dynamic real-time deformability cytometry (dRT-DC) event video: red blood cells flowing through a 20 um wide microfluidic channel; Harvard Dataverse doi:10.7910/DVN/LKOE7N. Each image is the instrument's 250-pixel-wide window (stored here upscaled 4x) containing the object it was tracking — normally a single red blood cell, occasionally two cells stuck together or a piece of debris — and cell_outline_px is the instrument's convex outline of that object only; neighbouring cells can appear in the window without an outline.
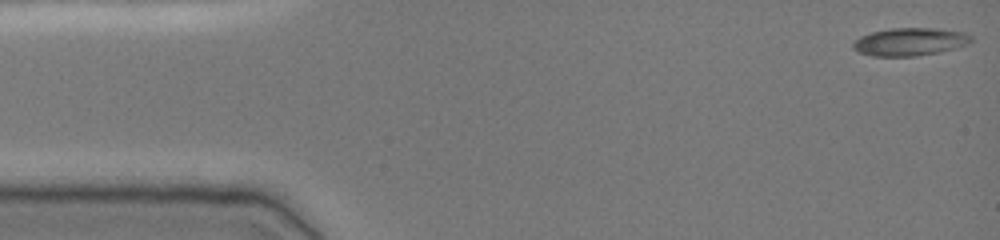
{"species": "common noctule bat (a hibernating species)", "species_latin": "Nyctalus noctula", "temperature_condition": "cold", "stored_images_in_passage": 6, "camera_frame_rate_fps": 3000, "um_per_image_px": 0.085, "animal": {"sex": "female", "body_mass_g": 19.0, "forearm_length_mm": 51.5}, "frame": {"image": 1, "passage_image": 1, "time_ms": 0.0, "image_size_px": [1000, 240], "cell_outline_px": [[972, 40], [968, 44], [956, 48], [940, 52], [916, 56], [872, 56], [860, 52], [852, 48], [852, 44], [860, 36], [872, 32], [892, 28], [940, 28], [964, 32], [972, 36]], "centroid_in_image_um": [77.37, 3.55], "position_along_channel_um": 7.6, "area_um2": 19.25}}
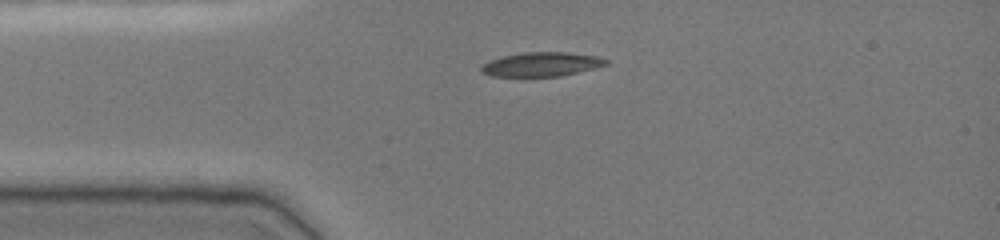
{"frame": {"image": 2, "passage_image": 4, "time_ms": 1.0, "image_size_px": [1000, 240], "cell_outline_px": [[608, 64], [596, 68], [560, 76], [492, 76], [480, 72], [480, 64], [488, 60], [504, 56], [524, 52], [568, 52], [600, 56], [608, 60]], "centroid_in_image_um": [46.02, 5.46], "position_along_channel_um": 39.0, "area_um2": 17.74}}
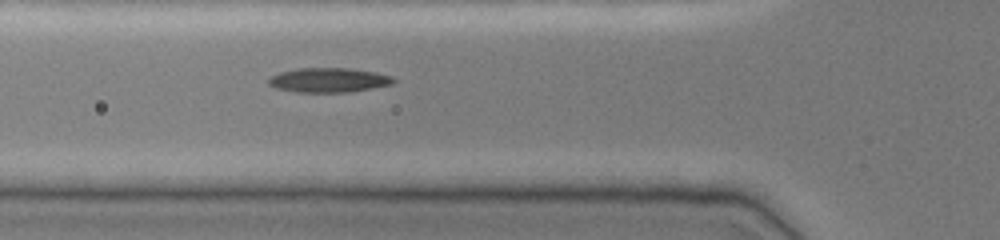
{"frame": {"image": 3, "passage_image": 6, "time_ms": 1.667, "image_size_px": [1000, 240], "cell_outline_px": [[396, 80], [392, 84], [372, 88], [348, 92], [296, 92], [276, 88], [268, 84], [268, 80], [272, 76], [280, 72], [300, 68], [352, 68], [376, 72], [392, 76]], "centroid_in_image_um": [27.96, 6.8], "position_along_channel_um": 97.8, "area_um2": 17.8}}